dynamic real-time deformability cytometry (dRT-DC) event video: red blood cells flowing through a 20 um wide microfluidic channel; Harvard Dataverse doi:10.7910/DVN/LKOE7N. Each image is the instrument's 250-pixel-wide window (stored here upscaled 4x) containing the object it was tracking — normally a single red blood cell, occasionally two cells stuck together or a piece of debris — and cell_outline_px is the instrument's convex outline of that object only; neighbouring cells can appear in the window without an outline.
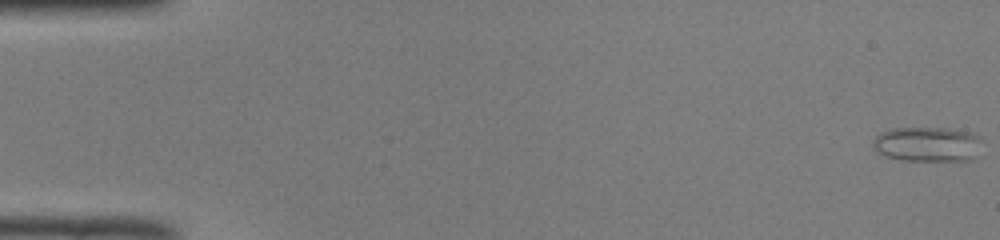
{"species": "common noctule bat (a hibernating species)", "species_latin": "Nyctalus noctula", "temperature_condition": "room temperature", "stored_images_in_passage": 51, "camera_frame_rate_fps": 3000, "um_per_image_px": 0.085, "animal": {"sex": "male", "body_mass_g": 19.0, "forearm_length_mm": 50.8}, "frame": {"image": 1, "passage_image": 1, "time_ms": 0.0, "image_size_px": [1000, 240], "cell_outline_px": [[984, 140], [972, 160], [900, 160], [884, 156], [876, 152], [872, 144], [872, 140], [880, 132], [892, 128], [944, 128], [972, 132], [980, 136]], "centroid_in_image_um": [78.82, 12.25], "position_along_channel_um": 6.2, "area_um2": 22.43}}
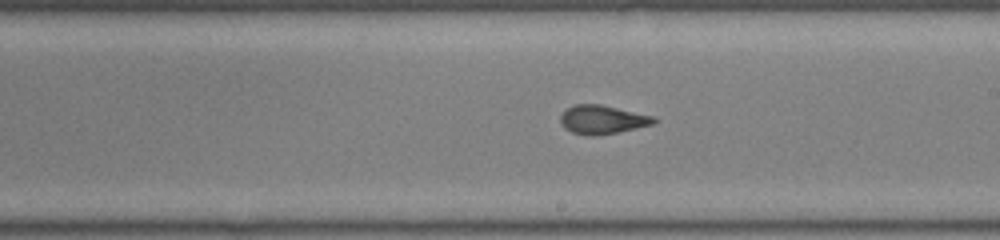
{"frame": {"image": 2, "passage_image": 30, "time_ms": 9.667, "image_size_px": [1000, 240], "cell_outline_px": [[656, 124], [616, 132], [592, 136], [572, 132], [564, 128], [560, 120], [560, 116], [568, 108], [576, 104], [600, 104], [652, 116], [656, 120]], "centroid_in_image_um": [51.19, 10.16], "position_along_channel_um": 237.8, "area_um2": 15.32}}
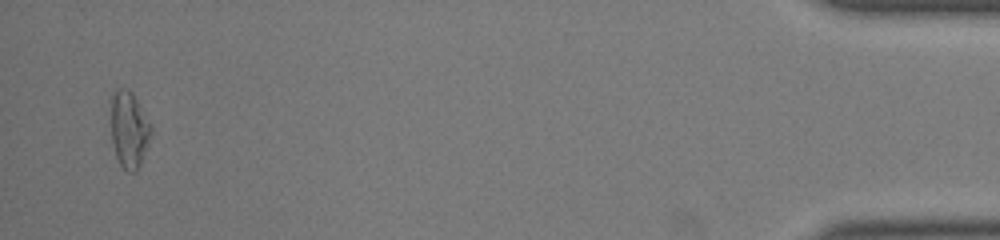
{"frame": {"image": 3, "passage_image": 50, "time_ms": 16.333, "image_size_px": [1000, 240], "cell_outline_px": [[152, 132], [140, 164], [136, 172], [128, 172], [120, 164], [116, 156], [112, 140], [112, 92], [116, 88], [124, 88], [132, 92], [152, 128]], "centroid_in_image_um": [10.97, 11.01], "position_along_channel_um": 424.2, "area_um2": 17.46}, "authors_computed_cell_mechanics": {"area_um2": 16.4152, "velocity_mm_per_s": 4.0222, "shape_relaxation_time_tau1_ms": null, "shape_relaxation_time_tau2_ms": 0.9808, "deformation_change_tau1": null, "deformation_change_tau2": 0.0603}}